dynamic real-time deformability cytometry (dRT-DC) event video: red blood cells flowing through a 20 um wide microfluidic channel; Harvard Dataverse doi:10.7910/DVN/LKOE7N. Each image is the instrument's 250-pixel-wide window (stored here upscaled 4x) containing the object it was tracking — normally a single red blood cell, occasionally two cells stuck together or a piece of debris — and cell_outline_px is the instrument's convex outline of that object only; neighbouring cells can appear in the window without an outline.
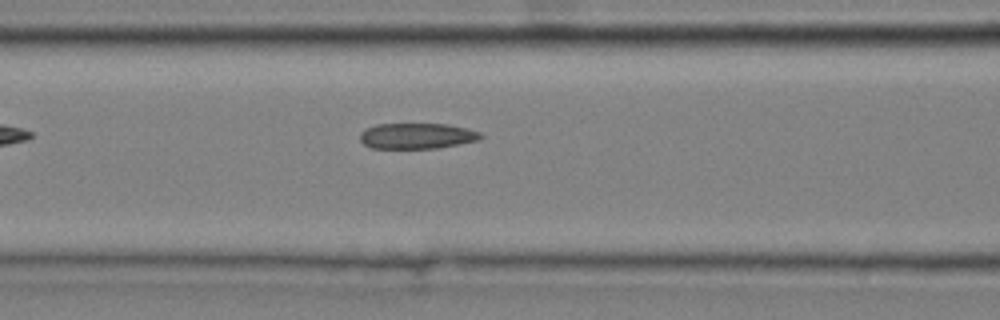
{"species": "common noctule bat (a hibernating species)", "species_latin": "Nyctalus noctula", "temperature_condition": "cold", "stored_images_in_passage": 4, "camera_frame_rate_fps": 3000, "um_per_image_px": 0.085, "animal": {"sex": "male", "body_mass_g": 20.4}, "frame": {"image": 1, "passage_image": 4, "time_ms": 1.0, "image_size_px": [1000, 320], "cell_outline_px": [[484, 136], [480, 140], [436, 148], [372, 148], [364, 144], [360, 140], [360, 132], [376, 124], [448, 124], [468, 128], [480, 132]], "centroid_in_image_um": [35.47, 11.55], "position_along_channel_um": 131.1, "area_um2": 18.09}}